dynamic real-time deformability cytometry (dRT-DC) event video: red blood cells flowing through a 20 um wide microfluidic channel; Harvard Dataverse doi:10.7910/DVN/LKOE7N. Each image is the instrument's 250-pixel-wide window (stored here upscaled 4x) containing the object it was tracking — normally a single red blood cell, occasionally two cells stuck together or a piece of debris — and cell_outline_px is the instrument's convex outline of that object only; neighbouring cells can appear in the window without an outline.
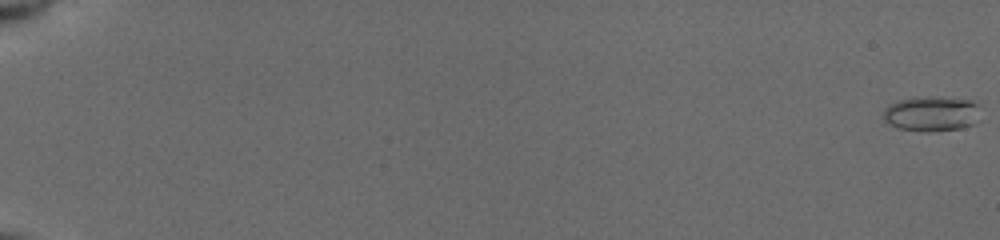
{"species": "common noctule bat (a hibernating species)", "species_latin": "Nyctalus noctula", "temperature_condition": "cold", "stored_images_in_passage": 48, "camera_frame_rate_fps": 3000, "um_per_image_px": 0.085, "animal": {"sex": "female", "body_mass_g": 19.5, "forearm_length_mm": 54.1}, "frame": {"image": 1, "passage_image": 1, "time_ms": 0.0, "image_size_px": [1000, 240], "cell_outline_px": [[980, 120], [964, 128], [932, 132], [924, 132], [896, 128], [884, 120], [884, 108], [888, 104], [896, 100], [972, 100], [976, 104]], "centroid_in_image_um": [79.16, 9.75], "position_along_channel_um": 5.8, "area_um2": 19.02}}
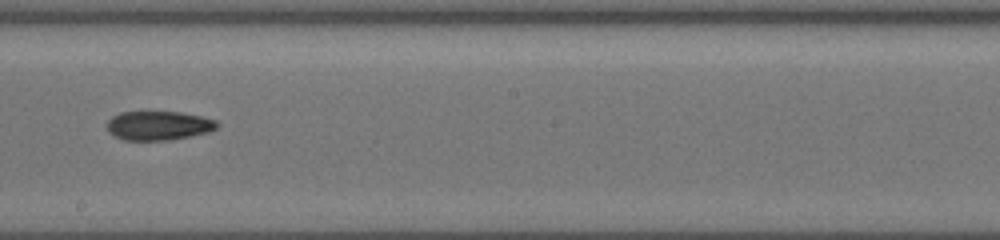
{"frame": {"image": 2, "passage_image": 31, "time_ms": 11.333, "image_size_px": [1000, 240], "cell_outline_px": [[220, 124], [216, 128], [208, 132], [168, 140], [124, 140], [112, 136], [108, 132], [108, 120], [112, 116], [120, 112], [180, 112], [200, 116], [216, 120]], "centroid_in_image_um": [13.45, 10.67], "position_along_channel_um": 234.8, "area_um2": 18.61}}
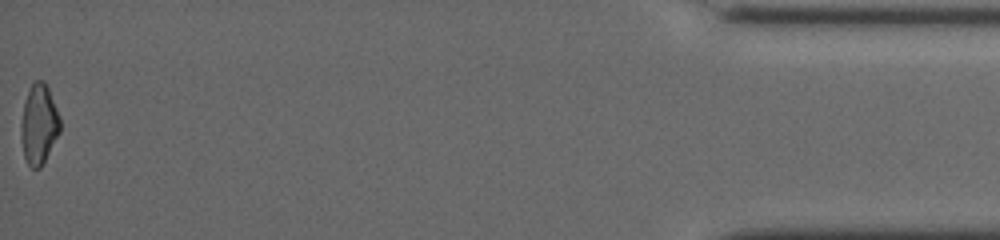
{"frame": {"image": 3, "passage_image": 48, "time_ms": 18.333, "image_size_px": [1000, 240], "cell_outline_px": [[60, 132], [40, 168], [32, 168], [28, 164], [24, 156], [20, 140], [20, 124], [24, 100], [32, 80], [44, 80], [48, 88], [60, 116]], "centroid_in_image_um": [3.28, 10.53], "position_along_channel_um": 431.9, "area_um2": 18.44}, "authors_computed_cell_mechanics": {"area_um2": 18.7272, "velocity_mm_per_s": 3.9594, "shape_relaxation_time_tau1_ms": null, "shape_relaxation_time_tau2_ms": 5.8332, "deformation_change_tau1": null, "deformation_change_tau2": 0.1344}}